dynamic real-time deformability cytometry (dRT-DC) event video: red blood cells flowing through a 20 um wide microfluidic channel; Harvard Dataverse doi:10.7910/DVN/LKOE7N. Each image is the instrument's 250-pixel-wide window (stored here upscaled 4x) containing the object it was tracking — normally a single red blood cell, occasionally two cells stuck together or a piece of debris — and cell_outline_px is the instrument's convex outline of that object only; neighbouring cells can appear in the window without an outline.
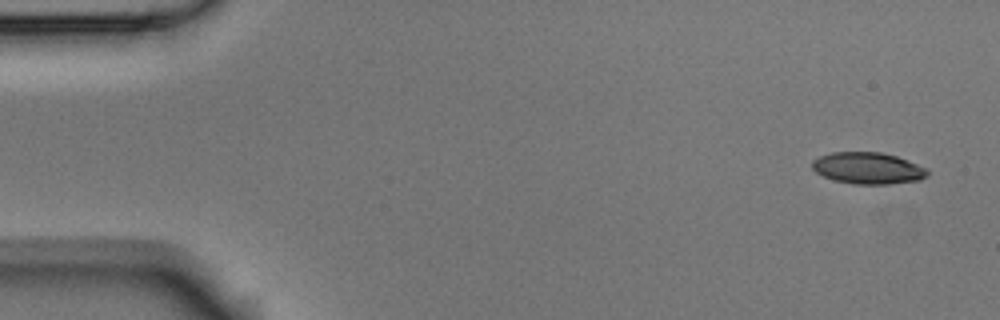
{"species": "Egyptian fruit bat (a non-hibernating species)", "species_latin": "Rousettus aegyptiacus", "temperature_condition": "room temperature", "stored_images_in_passage": 3, "camera_frame_rate_fps": 3000, "um_per_image_px": 0.085, "animal": {"sex": "male"}, "frame": {"image": 1, "passage_image": 1, "time_ms": 0.0, "image_size_px": [1000, 320], "cell_outline_px": [[928, 176], [920, 180], [888, 184], [852, 184], [832, 180], [816, 172], [812, 168], [812, 160], [820, 156], [832, 152], [880, 152], [896, 156], [928, 168]], "centroid_in_image_um": [73.77, 14.3], "position_along_channel_um": 11.2, "area_um2": 21.33}}